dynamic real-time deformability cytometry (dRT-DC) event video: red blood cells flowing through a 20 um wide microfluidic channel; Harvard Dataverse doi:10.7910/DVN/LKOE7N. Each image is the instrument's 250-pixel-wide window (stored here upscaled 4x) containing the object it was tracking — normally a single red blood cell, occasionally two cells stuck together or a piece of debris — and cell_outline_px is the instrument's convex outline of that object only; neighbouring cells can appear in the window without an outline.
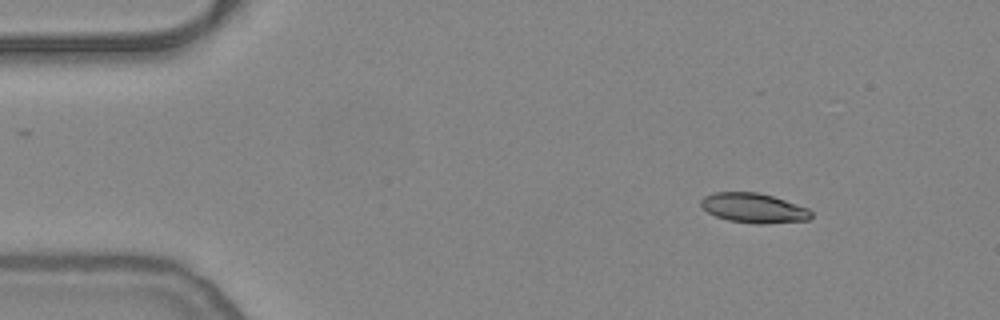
{"species": "common noctule bat (a hibernating species)", "species_latin": "Nyctalus noctula", "temperature_condition": "warm", "stored_images_in_passage": 21, "camera_frame_rate_fps": 3000, "um_per_image_px": 0.085, "animal": {"sex": "female", "body_mass_g": 24.6, "forearm_length_mm": 56.2}, "frame": {"image": 1, "passage_image": 1, "time_ms": 0.0, "image_size_px": [1000, 320], "cell_outline_px": [[812, 216], [808, 220], [764, 224], [756, 224], [728, 220], [716, 216], [708, 212], [700, 204], [700, 200], [704, 196], [712, 192], [756, 192], [772, 196], [808, 208], [812, 212]], "centroid_in_image_um": [64.05, 17.68], "position_along_channel_um": 20.9, "area_um2": 19.02}}
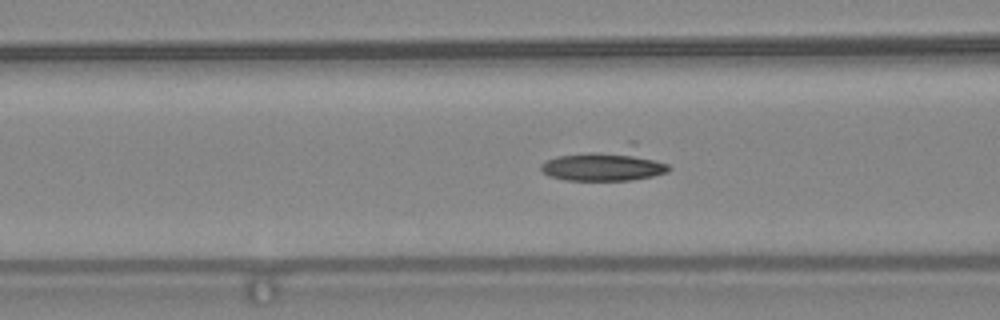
{"frame": {"image": 2, "passage_image": 15, "time_ms": 4.667, "image_size_px": [1000, 320], "cell_outline_px": [[672, 168], [668, 172], [652, 176], [632, 180], [564, 180], [548, 176], [540, 168], [540, 164], [544, 160], [556, 156], [628, 140], [636, 140], [668, 164]], "centroid_in_image_um": [51.57, 13.89], "position_along_channel_um": 115.0, "area_um2": 26.3}}
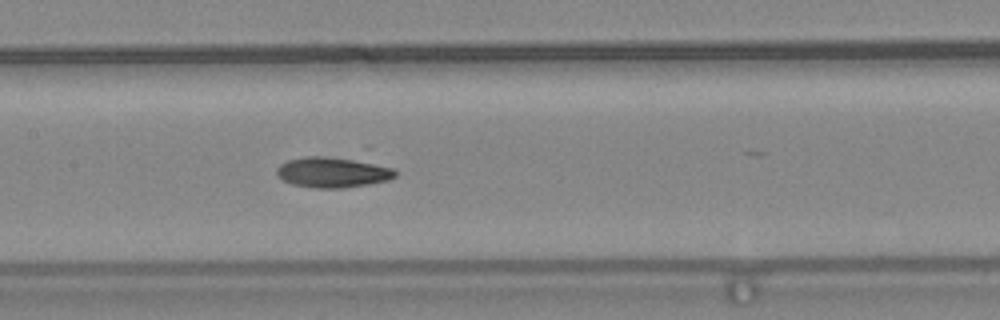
{"frame": {"image": 3, "passage_image": 20, "time_ms": 6.333, "image_size_px": [1000, 320], "cell_outline_px": [[396, 176], [388, 180], [368, 184], [344, 188], [316, 188], [292, 184], [276, 176], [276, 168], [280, 164], [288, 160], [308, 156], [320, 156], [364, 160], [392, 168], [396, 172]], "centroid_in_image_um": [28.27, 14.64], "position_along_channel_um": 179.1, "area_um2": 21.1}}